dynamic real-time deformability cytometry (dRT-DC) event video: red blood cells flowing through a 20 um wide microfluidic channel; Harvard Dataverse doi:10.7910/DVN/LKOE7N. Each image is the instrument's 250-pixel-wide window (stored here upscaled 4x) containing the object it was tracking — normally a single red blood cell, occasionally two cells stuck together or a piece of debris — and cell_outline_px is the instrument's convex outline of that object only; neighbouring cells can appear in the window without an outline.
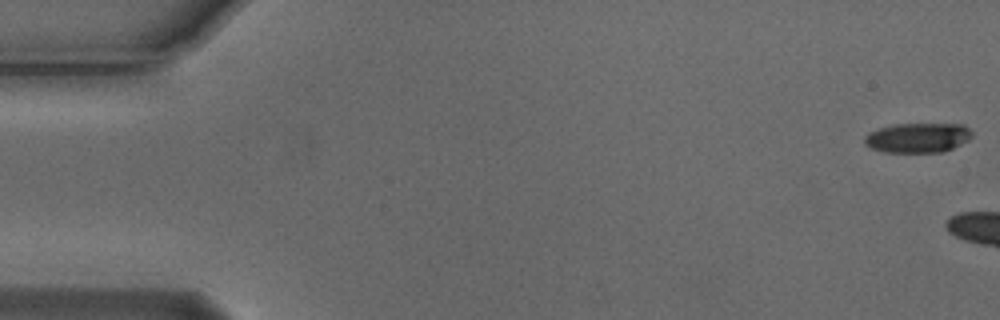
{"species": "Egyptian fruit bat (a non-hibernating species)", "species_latin": "Rousettus aegyptiacus", "temperature_condition": "cold", "stored_images_in_passage": 4, "camera_frame_rate_fps": 3000, "um_per_image_px": 0.085, "animal": {"sex": "male"}, "frame": {"image": 1, "passage_image": 1, "time_ms": 0.0, "image_size_px": [1000, 320], "cell_outline_px": [[972, 136], [968, 140], [944, 152], [884, 152], [872, 148], [864, 144], [864, 136], [868, 132], [892, 124], [964, 124], [972, 132]], "centroid_in_image_um": [78.0, 11.7], "position_along_channel_um": 7.0, "area_um2": 18.67}}